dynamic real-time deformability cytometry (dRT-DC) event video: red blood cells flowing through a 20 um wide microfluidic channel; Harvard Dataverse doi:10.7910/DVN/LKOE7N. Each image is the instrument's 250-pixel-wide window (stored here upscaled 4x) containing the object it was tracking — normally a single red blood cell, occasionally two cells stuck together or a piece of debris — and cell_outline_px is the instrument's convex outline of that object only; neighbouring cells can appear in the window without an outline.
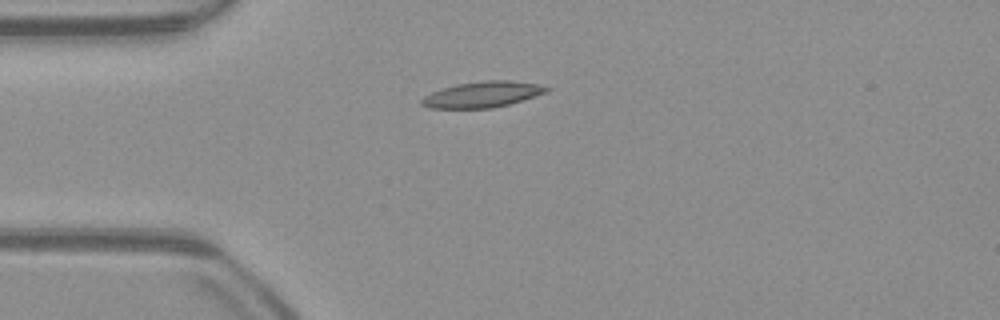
{"species": "common noctule bat (a hibernating species)", "species_latin": "Nyctalus noctula", "temperature_condition": "warm", "stored_images_in_passage": 40, "camera_frame_rate_fps": 3000, "um_per_image_px": 0.085, "animal": {"sex": "male", "body_mass_g": 23.1, "forearm_length_mm": 52.7}, "frame": {"image": 1, "passage_image": 1, "time_ms": 0.0, "image_size_px": [1000, 320], "cell_outline_px": [[552, 88], [548, 92], [524, 100], [492, 108], [428, 108], [420, 104], [420, 100], [424, 96], [432, 92], [456, 84], [488, 80], [508, 80], [536, 84]], "centroid_in_image_um": [41.02, 8.03], "position_along_channel_um": 44.0, "area_um2": 18.79}}
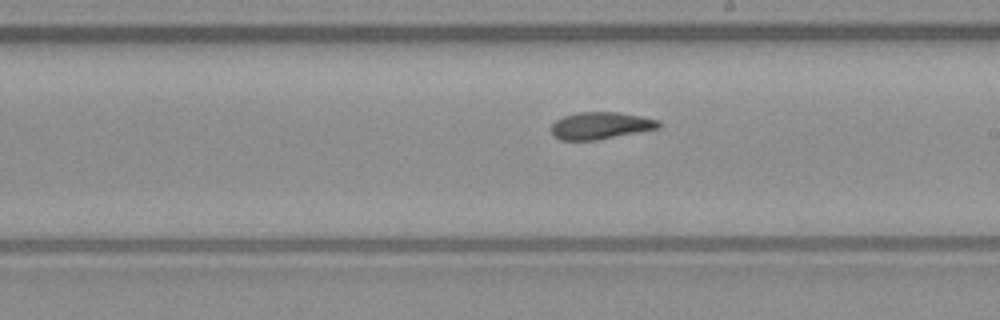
{"frame": {"image": 2, "passage_image": 17, "time_ms": 5.333, "image_size_px": [1000, 320], "cell_outline_px": [[664, 124], [660, 128], [596, 140], [560, 140], [552, 136], [552, 124], [556, 120], [564, 116], [580, 112], [616, 112], [640, 116], [660, 120]], "centroid_in_image_um": [51.08, 10.68], "position_along_channel_um": 237.9, "area_um2": 16.99}}
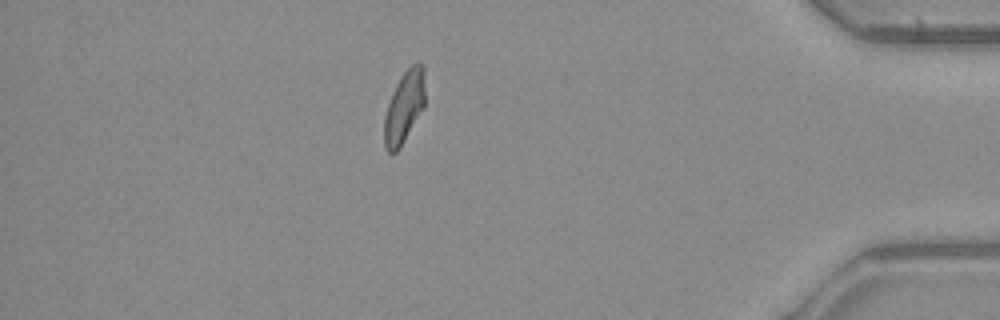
{"frame": {"image": 3, "passage_image": 33, "time_ms": 10.667, "image_size_px": [1000, 320], "cell_outline_px": [[424, 108], [400, 148], [396, 152], [388, 152], [384, 144], [384, 116], [392, 92], [400, 76], [416, 60], [424, 64]], "centroid_in_image_um": [34.37, 9.07], "position_along_channel_um": 400.8, "area_um2": 17.28}, "authors_computed_cell_mechanics": {"area_um2": 17.2533, "velocity_mm_per_s": 3.9347, "shape_relaxation_time_tau1_ms": null, "shape_relaxation_time_tau2_ms": 5.4481, "deformation_change_tau1": null, "deformation_change_tau2": 0.1071}}